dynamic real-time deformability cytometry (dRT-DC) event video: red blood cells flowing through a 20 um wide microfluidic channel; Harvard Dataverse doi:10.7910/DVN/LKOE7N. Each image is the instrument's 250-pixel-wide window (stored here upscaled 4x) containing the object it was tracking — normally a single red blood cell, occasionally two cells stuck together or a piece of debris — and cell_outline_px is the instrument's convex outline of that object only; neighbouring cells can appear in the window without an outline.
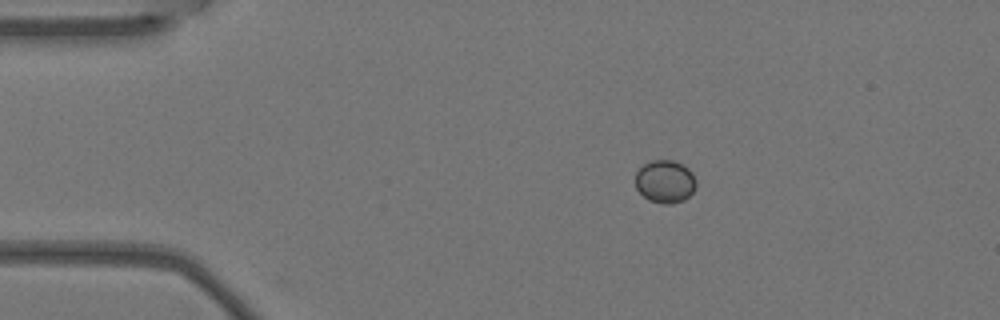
{"species": "Egyptian fruit bat (a non-hibernating species)", "species_latin": "Rousettus aegyptiacus", "temperature_condition": "warm", "stored_images_in_passage": 7, "camera_frame_rate_fps": 3000, "um_per_image_px": 0.085, "animal": {"sex": "female"}, "frame": {"image": 1, "passage_image": 1, "time_ms": 0.0, "image_size_px": [1000, 320], "cell_outline_px": [[696, 188], [684, 200], [672, 204], [660, 204], [648, 200], [636, 188], [636, 172], [644, 164], [652, 160], [672, 160], [688, 168], [692, 172], [696, 180]], "centroid_in_image_um": [56.54, 15.44], "position_along_channel_um": 28.5, "area_um2": 15.2}}
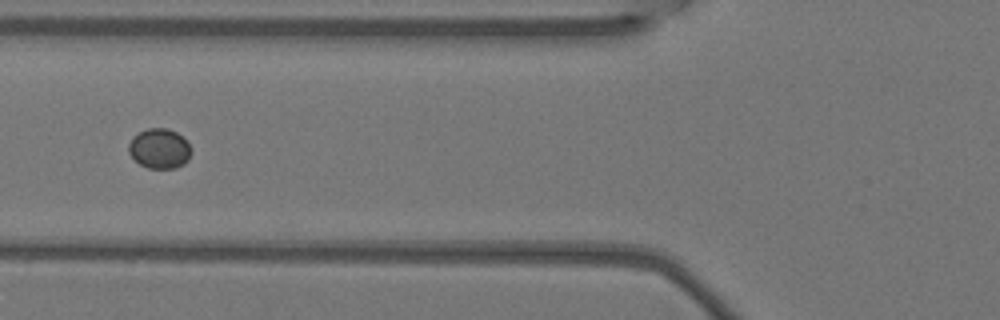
{"frame": {"image": 2, "passage_image": 4, "time_ms": 1.0, "image_size_px": [1000, 320], "cell_outline_px": [[192, 152], [188, 160], [184, 164], [176, 168], [148, 168], [140, 164], [128, 152], [128, 144], [132, 136], [148, 128], [168, 128], [176, 132], [188, 140], [192, 148]], "centroid_in_image_um": [13.59, 12.62], "position_along_channel_um": 112.2, "area_um2": 14.8}}
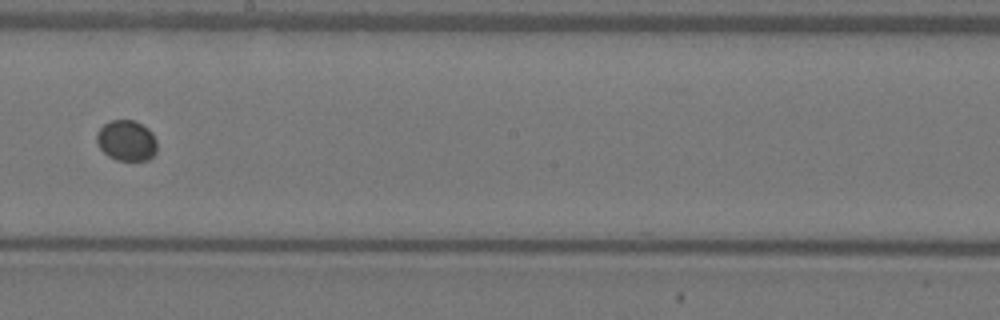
{"frame": {"image": 3, "passage_image": 7, "time_ms": 2.0, "image_size_px": [1000, 320], "cell_outline_px": [[156, 152], [148, 160], [116, 160], [108, 156], [100, 148], [96, 140], [96, 132], [104, 124], [112, 120], [132, 120], [148, 128], [152, 132], [156, 140]], "centroid_in_image_um": [10.74, 11.95], "position_along_channel_um": 237.5, "area_um2": 14.28}}